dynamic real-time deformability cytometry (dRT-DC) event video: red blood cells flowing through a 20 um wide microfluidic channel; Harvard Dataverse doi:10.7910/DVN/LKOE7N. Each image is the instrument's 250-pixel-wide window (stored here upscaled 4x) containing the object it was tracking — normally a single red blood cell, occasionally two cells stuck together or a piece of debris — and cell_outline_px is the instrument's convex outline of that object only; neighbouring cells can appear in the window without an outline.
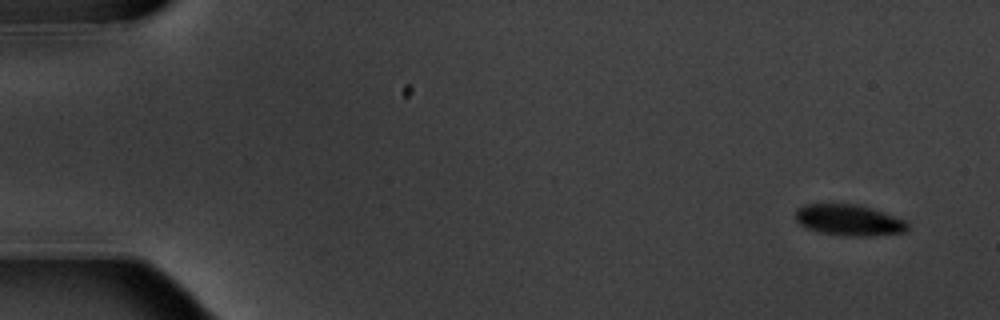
{"species": "common noctule bat (a hibernating species)", "species_latin": "Nyctalus noctula", "temperature_condition": "warm", "stored_images_in_passage": 5, "camera_frame_rate_fps": 3000, "um_per_image_px": 0.085, "animal": {"sex": "male", "body_mass_g": 20.1, "forearm_length_mm": 53.5}, "frame": {"image": 1, "passage_image": 1, "time_ms": 0.0, "image_size_px": [1000, 320], "cell_outline_px": [[908, 232], [868, 236], [844, 236], [820, 232], [808, 228], [800, 224], [796, 220], [796, 208], [804, 204], [860, 204], [908, 220]], "centroid_in_image_um": [72.21, 18.7], "position_along_channel_um": 12.8, "area_um2": 20.58}}